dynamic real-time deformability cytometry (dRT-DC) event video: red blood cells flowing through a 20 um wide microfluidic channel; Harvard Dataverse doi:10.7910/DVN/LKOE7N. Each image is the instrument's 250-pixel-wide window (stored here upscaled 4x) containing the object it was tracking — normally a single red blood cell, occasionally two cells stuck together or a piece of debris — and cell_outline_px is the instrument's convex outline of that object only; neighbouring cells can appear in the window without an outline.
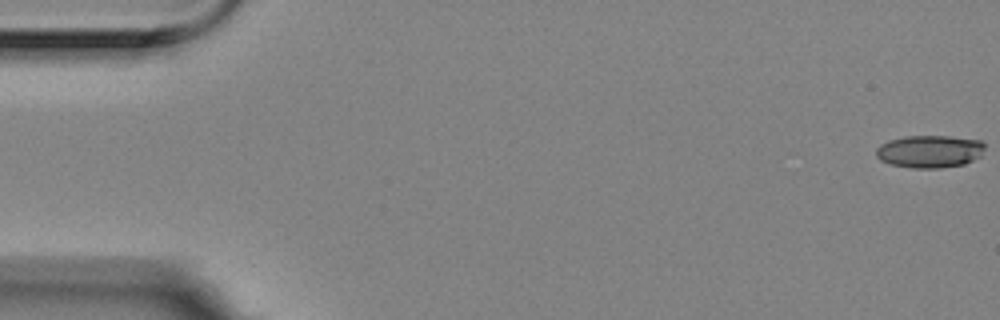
{"species": "Egyptian fruit bat (a non-hibernating species)", "species_latin": "Rousettus aegyptiacus", "temperature_condition": "room temperature", "stored_images_in_passage": 5, "camera_frame_rate_fps": 3000, "um_per_image_px": 0.085, "animal": {"sex": "female"}, "frame": {"image": 1, "passage_image": 1, "time_ms": 0.0, "image_size_px": [1000, 320], "cell_outline_px": [[984, 148], [980, 156], [964, 164], [940, 168], [912, 168], [892, 164], [880, 160], [876, 156], [876, 148], [880, 144], [888, 140], [904, 136], [948, 136], [980, 140], [984, 144]], "centroid_in_image_um": [78.99, 12.86], "position_along_channel_um": 6.0, "area_um2": 20.63}}
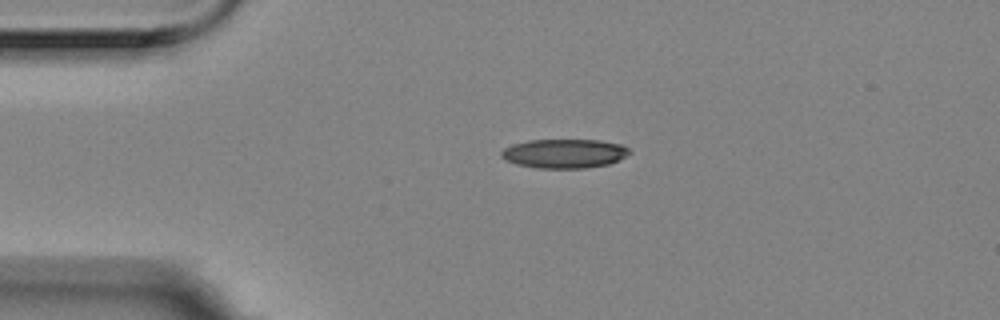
{"frame": {"image": 2, "passage_image": 4, "time_ms": 1.0, "image_size_px": [1000, 320], "cell_outline_px": [[632, 152], [620, 160], [608, 164], [584, 168], [536, 168], [516, 164], [504, 160], [500, 156], [500, 152], [504, 148], [512, 144], [528, 140], [600, 140], [620, 144], [628, 148]], "centroid_in_image_um": [47.95, 13.05], "position_along_channel_um": 37.1, "area_um2": 21.91}}